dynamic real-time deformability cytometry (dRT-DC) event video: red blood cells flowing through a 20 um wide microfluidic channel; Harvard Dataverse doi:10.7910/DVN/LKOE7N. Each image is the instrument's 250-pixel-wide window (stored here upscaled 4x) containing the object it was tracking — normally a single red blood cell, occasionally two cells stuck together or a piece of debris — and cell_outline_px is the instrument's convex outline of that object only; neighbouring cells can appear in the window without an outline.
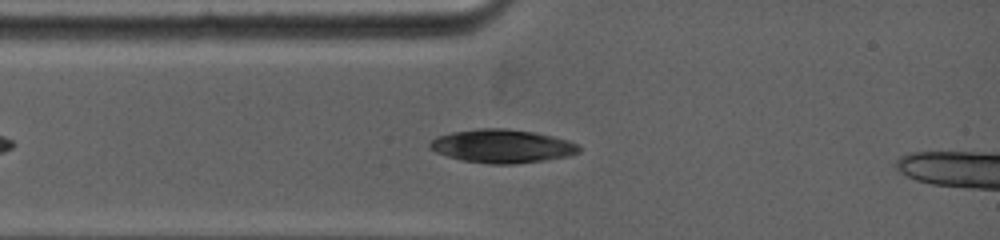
{"species": "common noctule bat (a hibernating species)", "species_latin": "Nyctalus noctula", "temperature_condition": "warm", "stored_images_in_passage": 8, "camera_frame_rate_fps": 5000, "um_per_image_px": 0.085, "animal": {"sex": "female", "body_mass_g": 19.0, "forearm_length_mm": 53.3}, "frame": {"image": 1, "passage_image": 6, "time_ms": 2.0, "image_size_px": [1000, 240], "cell_outline_px": [[580, 152], [568, 156], [544, 160], [516, 164], [488, 164], [460, 160], [436, 152], [428, 148], [428, 144], [436, 136], [452, 132], [480, 128], [504, 128], [532, 132], [552, 136], [576, 144], [580, 148]], "centroid_in_image_um": [42.62, 12.43], "position_along_channel_um": 42.4, "area_um2": 28.96}}
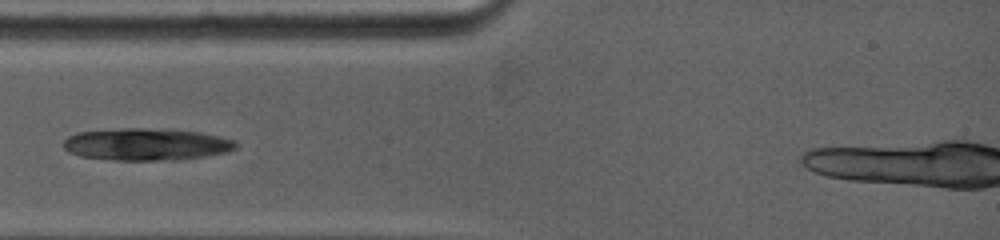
{"frame": {"image": 2, "passage_image": 8, "time_ms": 2.8, "image_size_px": [1000, 240], "cell_outline_px": [[236, 148], [228, 152], [204, 156], [176, 160], [112, 160], [80, 156], [68, 152], [64, 148], [64, 140], [68, 136], [80, 132], [124, 128], [144, 128], [200, 132], [232, 140], [236, 144]], "centroid_in_image_um": [12.4, 12.28], "position_along_channel_um": 72.6, "area_um2": 31.96}}